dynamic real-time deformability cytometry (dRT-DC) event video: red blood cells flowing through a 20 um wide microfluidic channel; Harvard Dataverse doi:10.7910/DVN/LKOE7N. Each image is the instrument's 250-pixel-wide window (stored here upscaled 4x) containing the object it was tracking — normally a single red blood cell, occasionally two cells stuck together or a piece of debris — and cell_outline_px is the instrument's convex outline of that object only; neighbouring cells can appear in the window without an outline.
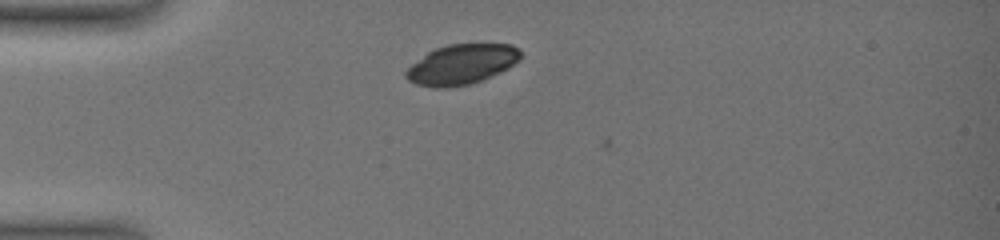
{"species": "common noctule bat (a hibernating species)", "species_latin": "Nyctalus noctula", "temperature_condition": "warm", "stored_images_in_passage": 2, "camera_frame_rate_fps": 3000, "um_per_image_px": 0.085, "animal": {"sex": "female", "body_mass_g": 19.0, "forearm_length_mm": 51.5}, "frame": {"image": 1, "passage_image": 1, "time_ms": 0.0, "image_size_px": [1000, 240], "cell_outline_px": [[520, 60], [508, 68], [500, 72], [480, 80], [468, 84], [448, 88], [436, 88], [416, 84], [408, 80], [404, 76], [404, 72], [412, 64], [428, 52], [436, 48], [448, 44], [512, 44], [520, 48]], "centroid_in_image_um": [39.23, 5.47], "position_along_channel_um": 45.8, "area_um2": 26.65}}